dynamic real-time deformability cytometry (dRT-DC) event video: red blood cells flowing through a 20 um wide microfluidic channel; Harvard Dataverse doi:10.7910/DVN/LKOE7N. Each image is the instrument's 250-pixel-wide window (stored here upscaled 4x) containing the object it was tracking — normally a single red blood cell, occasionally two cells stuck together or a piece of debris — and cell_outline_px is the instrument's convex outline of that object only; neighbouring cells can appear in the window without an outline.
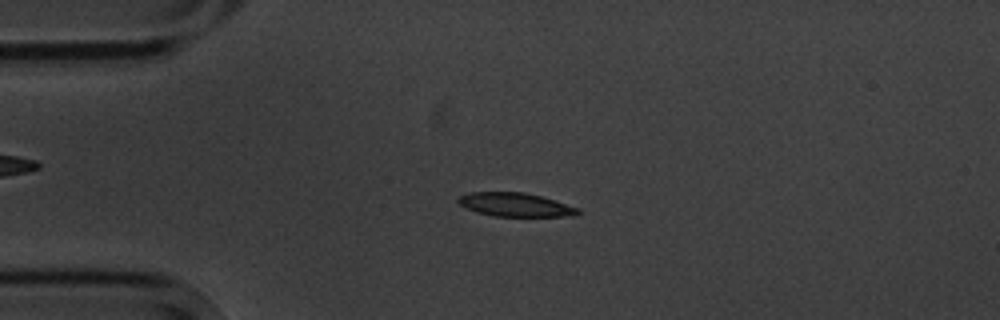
{"species": "common noctule bat (a hibernating species)", "species_latin": "Nyctalus noctula", "temperature_condition": "cold", "stored_images_in_passage": 4, "camera_frame_rate_fps": 3000, "um_per_image_px": 0.085, "animal": {"sex": "male", "body_mass_g": 20.1, "forearm_length_mm": 53.5}, "frame": {"image": 1, "passage_image": 3, "time_ms": 2.333, "image_size_px": [1000, 320], "cell_outline_px": [[580, 212], [576, 216], [492, 216], [476, 212], [460, 204], [456, 200], [460, 196], [472, 192], [524, 192], [540, 196], [580, 208]], "centroid_in_image_um": [43.82, 17.4], "position_along_channel_um": 41.2, "area_um2": 16.42}}